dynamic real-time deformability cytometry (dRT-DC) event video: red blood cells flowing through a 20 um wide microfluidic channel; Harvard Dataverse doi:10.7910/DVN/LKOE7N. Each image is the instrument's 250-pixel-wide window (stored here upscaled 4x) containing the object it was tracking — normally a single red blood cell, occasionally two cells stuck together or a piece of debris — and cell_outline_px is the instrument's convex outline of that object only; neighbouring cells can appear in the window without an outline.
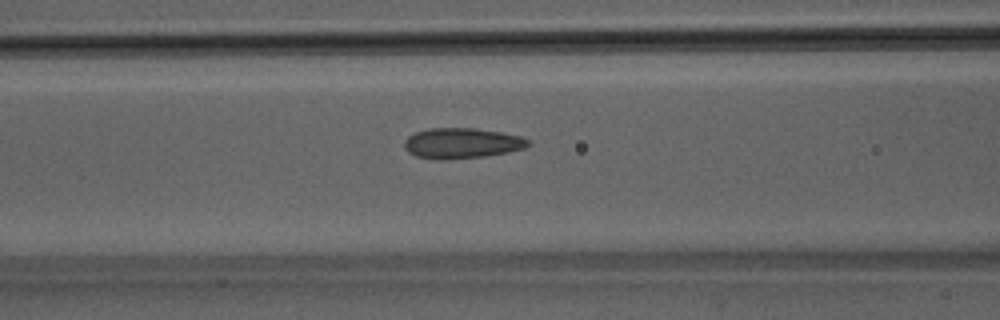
{"species": "Egyptian fruit bat (a non-hibernating species)", "species_latin": "Rousettus aegyptiacus", "temperature_condition": "room temperature", "stored_images_in_passage": 50, "camera_frame_rate_fps": 3000, "um_per_image_px": 0.085, "animal": {"sex": "male"}, "frame": {"image": 1, "passage_image": 21, "time_ms": 6.667, "image_size_px": [1000, 320], "cell_outline_px": [[532, 144], [524, 148], [508, 152], [484, 156], [444, 160], [440, 160], [416, 156], [408, 152], [404, 148], [404, 140], [408, 136], [416, 132], [428, 128], [476, 128], [500, 132], [520, 136], [528, 140]], "centroid_in_image_um": [39.23, 12.17], "position_along_channel_um": 127.4, "area_um2": 22.02}}
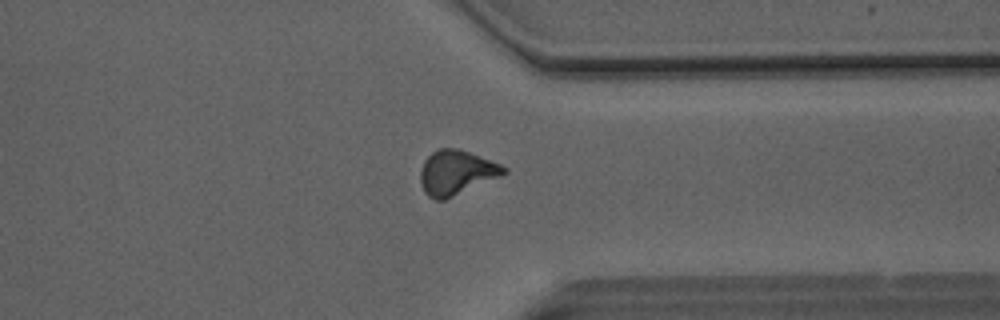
{"frame": {"image": 2, "passage_image": 39, "time_ms": 12.667, "image_size_px": [1000, 320], "cell_outline_px": [[508, 172], [500, 176], [444, 200], [436, 200], [428, 196], [424, 192], [420, 184], [420, 172], [424, 160], [432, 152], [440, 148], [460, 148], [500, 164], [508, 168]], "centroid_in_image_um": [38.77, 14.66], "position_along_channel_um": 372.6, "area_um2": 21.62}}
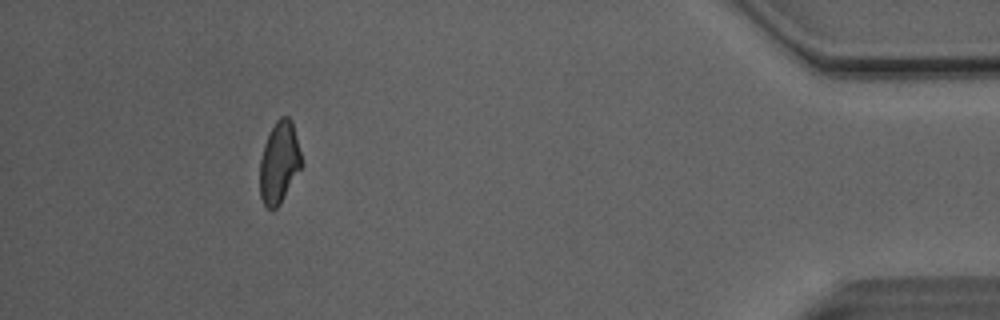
{"frame": {"image": 3, "passage_image": 46, "time_ms": 15.0, "image_size_px": [1000, 320], "cell_outline_px": [[304, 164], [280, 204], [272, 212], [264, 204], [260, 196], [260, 160], [264, 144], [276, 120], [280, 116], [288, 116], [292, 120]], "centroid_in_image_um": [23.75, 13.82], "position_along_channel_um": 411.4, "area_um2": 20.06}, "authors_computed_cell_mechanics": {"area_um2": 21.386, "velocity_mm_per_s": 4.1236, "shape_relaxation_time_tau1_ms": null, "shape_relaxation_time_tau2_ms": 1.9403, "deformation_change_tau1": null, "deformation_change_tau2": 0.0713}}